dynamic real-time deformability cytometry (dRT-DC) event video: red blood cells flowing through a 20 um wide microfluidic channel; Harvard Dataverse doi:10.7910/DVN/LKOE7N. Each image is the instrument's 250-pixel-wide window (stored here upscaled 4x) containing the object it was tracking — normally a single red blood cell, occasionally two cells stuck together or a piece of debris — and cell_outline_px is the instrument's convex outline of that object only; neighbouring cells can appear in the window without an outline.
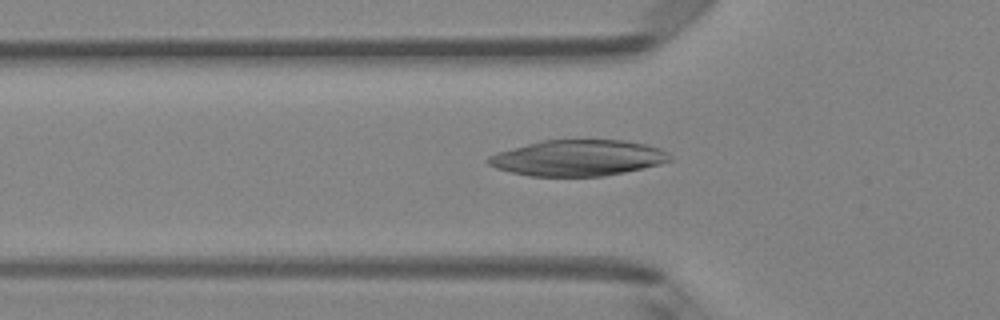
{"species": "Egyptian fruit bat (a non-hibernating species)", "species_latin": "Rousettus aegyptiacus", "temperature_condition": "room temperature", "stored_images_in_passage": 42, "camera_frame_rate_fps": 3000, "um_per_image_px": 0.085, "animal": {"sex": "female"}, "frame": {"image": 1, "passage_image": 10, "time_ms": 3.0, "image_size_px": [1000, 320], "cell_outline_px": [[672, 160], [660, 164], [624, 172], [604, 176], [528, 176], [496, 168], [488, 164], [484, 160], [488, 156], [496, 152], [540, 140], [624, 140], [644, 144], [660, 148], [668, 152], [672, 156]], "centroid_in_image_um": [49.1, 13.42], "position_along_channel_um": 76.7, "area_um2": 38.21}}
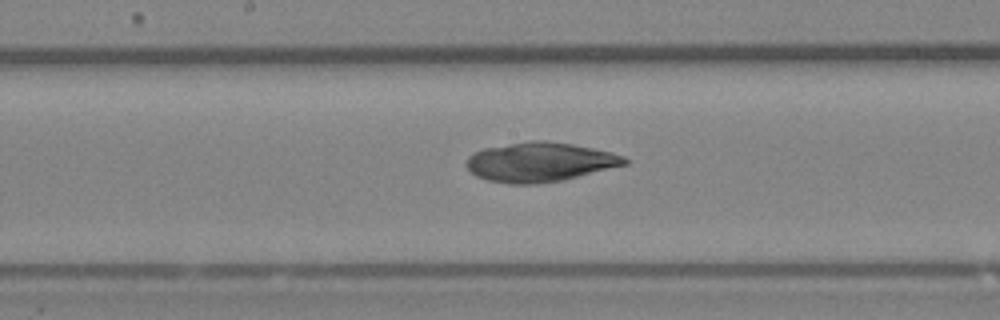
{"frame": {"image": 2, "passage_image": 19, "time_ms": 6.0, "image_size_px": [1000, 320], "cell_outline_px": [[628, 164], [564, 180], [536, 184], [508, 184], [488, 180], [476, 176], [464, 164], [468, 156], [484, 148], [532, 140], [544, 140], [572, 144], [612, 152], [624, 156], [628, 160]], "centroid_in_image_um": [45.89, 13.78], "position_along_channel_um": 202.3, "area_um2": 36.36}}
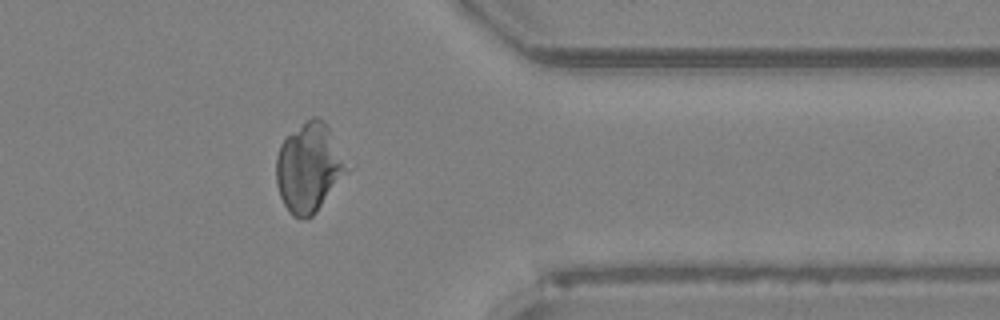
{"frame": {"image": 3, "passage_image": 33, "time_ms": 10.667, "image_size_px": [1000, 320], "cell_outline_px": [[356, 164], [316, 212], [308, 220], [300, 220], [292, 216], [288, 212], [280, 196], [276, 184], [276, 156], [280, 144], [292, 132], [312, 116], [316, 116], [324, 120]], "centroid_in_image_um": [26.38, 14.25], "position_along_channel_um": 385.0, "area_um2": 38.38}}